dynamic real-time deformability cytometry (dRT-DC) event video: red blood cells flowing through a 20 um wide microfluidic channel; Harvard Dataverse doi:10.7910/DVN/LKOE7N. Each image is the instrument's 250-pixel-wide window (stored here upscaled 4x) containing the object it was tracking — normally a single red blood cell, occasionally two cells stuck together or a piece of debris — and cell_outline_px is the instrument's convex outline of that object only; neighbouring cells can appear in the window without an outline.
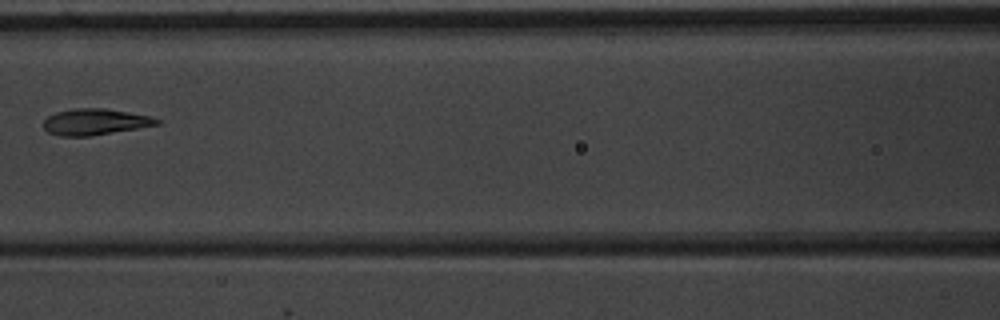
{"species": "common noctule bat (a hibernating species)", "species_latin": "Nyctalus noctula", "temperature_condition": "warm", "stored_images_in_passage": 3, "camera_frame_rate_fps": 3000, "um_per_image_px": 0.085, "animal": {"sex": "male", "body_mass_g": 20.1, "forearm_length_mm": 53.5}, "frame": {"image": 1, "passage_image": 3, "time_ms": 2.333, "image_size_px": [1000, 320], "cell_outline_px": [[160, 124], [88, 136], [60, 136], [48, 132], [44, 128], [44, 120], [48, 116], [56, 112], [72, 108], [104, 108], [152, 116], [160, 120]], "centroid_in_image_um": [8.06, 10.34], "position_along_channel_um": 158.5, "area_um2": 17.17}}